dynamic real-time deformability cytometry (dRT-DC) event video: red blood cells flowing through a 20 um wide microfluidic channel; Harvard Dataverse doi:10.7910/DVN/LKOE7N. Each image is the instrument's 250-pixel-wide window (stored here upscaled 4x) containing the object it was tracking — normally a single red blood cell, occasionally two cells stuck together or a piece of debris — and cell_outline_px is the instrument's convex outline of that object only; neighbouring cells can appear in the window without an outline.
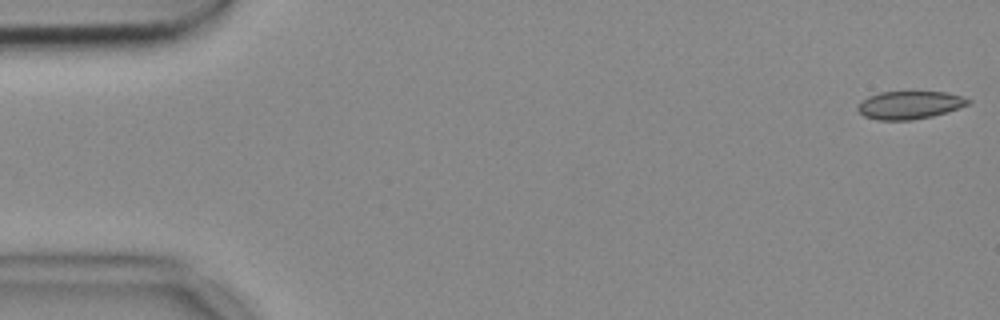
{"species": "common noctule bat (a hibernating species)", "species_latin": "Nyctalus noctula", "temperature_condition": "cold", "stored_images_in_passage": 53, "camera_frame_rate_fps": 3000, "um_per_image_px": 0.085, "animal": {"sex": "female", "body_mass_g": 18.4}, "frame": {"image": 1, "passage_image": 1, "time_ms": 0.0, "image_size_px": [1000, 320], "cell_outline_px": [[972, 104], [948, 112], [932, 116], [912, 120], [876, 120], [864, 116], [856, 108], [856, 104], [868, 96], [880, 92], [948, 92], [964, 96], [972, 100]], "centroid_in_image_um": [77.35, 8.92], "position_along_channel_um": 7.6, "area_um2": 18.32}}
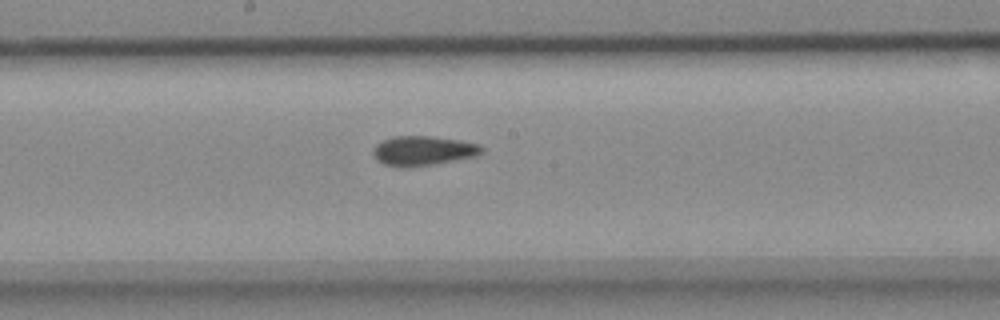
{"frame": {"image": 2, "passage_image": 28, "time_ms": 9.0, "image_size_px": [1000, 320], "cell_outline_px": [[484, 152], [476, 156], [432, 164], [396, 168], [384, 164], [372, 152], [376, 144], [392, 136], [432, 136], [460, 140], [480, 144], [484, 148]], "centroid_in_image_um": [36.0, 12.8], "position_along_channel_um": 212.2, "area_um2": 18.61}}
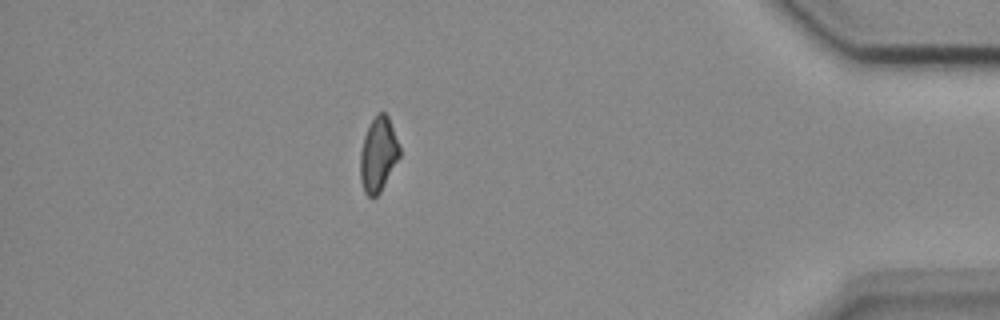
{"frame": {"image": 3, "passage_image": 47, "time_ms": 15.333, "image_size_px": [1000, 320], "cell_outline_px": [[400, 156], [380, 192], [372, 200], [364, 192], [360, 180], [360, 152], [364, 136], [376, 112], [384, 112], [388, 116], [400, 148]], "centroid_in_image_um": [32.13, 13.15], "position_along_channel_um": 403.1, "area_um2": 17.05}, "authors_computed_cell_mechanics": {"area_um2": 18.3804, "velocity_mm_per_s": 3.7333, "shape_relaxation_time_tau1_ms": null, "shape_relaxation_time_tau2_ms": 3.7156, "deformation_change_tau1": null, "deformation_change_tau2": 0.0781}}